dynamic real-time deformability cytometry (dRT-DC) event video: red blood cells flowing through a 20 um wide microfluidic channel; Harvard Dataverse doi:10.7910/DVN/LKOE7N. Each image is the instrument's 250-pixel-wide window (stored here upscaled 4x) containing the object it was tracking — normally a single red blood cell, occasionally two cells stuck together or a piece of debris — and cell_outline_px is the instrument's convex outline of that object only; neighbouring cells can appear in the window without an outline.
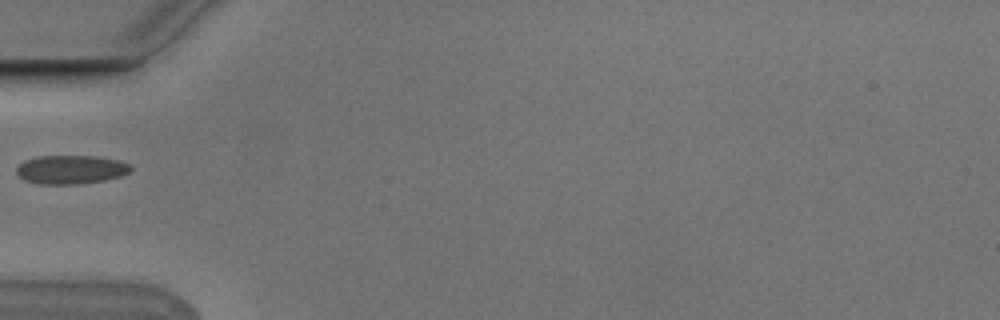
{"species": "Egyptian fruit bat (a non-hibernating species)", "species_latin": "Rousettus aegyptiacus", "temperature_condition": "cold", "stored_images_in_passage": 1, "camera_frame_rate_fps": 3000, "um_per_image_px": 0.085, "animal": {"sex": "male"}, "frame": {"image": 1, "passage_image": 1, "time_ms": 0.0, "image_size_px": [1000, 320], "cell_outline_px": [[132, 168], [128, 172], [120, 176], [104, 180], [76, 184], [40, 184], [24, 180], [16, 172], [16, 168], [24, 160], [36, 156], [96, 156], [120, 160], [132, 164]], "centroid_in_image_um": [6.03, 14.4], "position_along_channel_um": 79.0, "area_um2": 19.19}}